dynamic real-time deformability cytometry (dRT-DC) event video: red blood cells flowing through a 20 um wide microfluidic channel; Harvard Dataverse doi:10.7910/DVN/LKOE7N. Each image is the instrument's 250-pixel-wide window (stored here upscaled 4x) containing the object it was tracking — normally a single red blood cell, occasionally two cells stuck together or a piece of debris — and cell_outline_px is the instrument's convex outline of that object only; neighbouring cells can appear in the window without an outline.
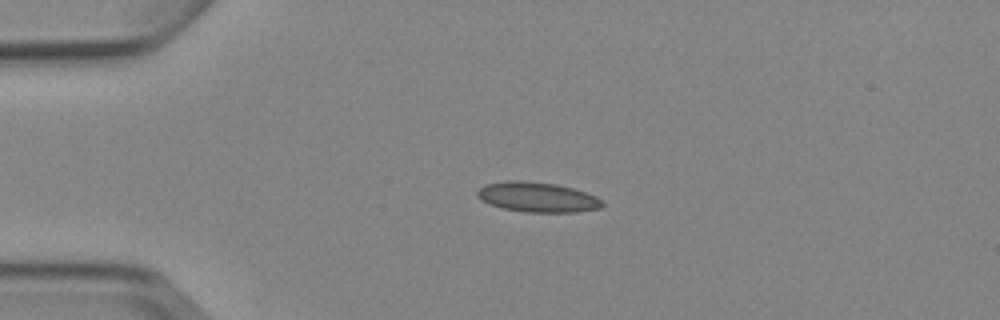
{"species": "Egyptian fruit bat (a non-hibernating species)", "species_latin": "Rousettus aegyptiacus", "temperature_condition": "cold", "stored_images_in_passage": 3, "camera_frame_rate_fps": 3000, "um_per_image_px": 0.085, "animal": {"sex": "female"}, "frame": {"image": 1, "passage_image": 1, "time_ms": 0.0, "image_size_px": [1000, 320], "cell_outline_px": [[604, 204], [600, 208], [576, 212], [524, 212], [500, 208], [488, 204], [476, 196], [476, 192], [484, 184], [508, 180], [520, 180], [556, 184], [572, 188], [596, 196], [604, 200]], "centroid_in_image_um": [45.65, 16.76], "position_along_channel_um": 39.3, "area_um2": 22.02}}
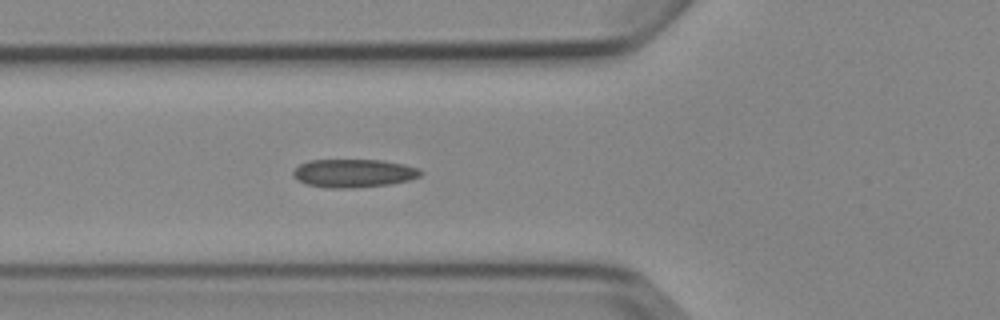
{"frame": {"image": 2, "passage_image": 3, "time_ms": 2.333, "image_size_px": [1000, 320], "cell_outline_px": [[424, 172], [420, 176], [408, 180], [388, 184], [352, 188], [324, 188], [304, 184], [296, 180], [292, 176], [292, 172], [300, 164], [308, 160], [384, 160], [404, 164], [420, 168]], "centroid_in_image_um": [30.03, 14.72], "position_along_channel_um": 95.8, "area_um2": 21.27}}